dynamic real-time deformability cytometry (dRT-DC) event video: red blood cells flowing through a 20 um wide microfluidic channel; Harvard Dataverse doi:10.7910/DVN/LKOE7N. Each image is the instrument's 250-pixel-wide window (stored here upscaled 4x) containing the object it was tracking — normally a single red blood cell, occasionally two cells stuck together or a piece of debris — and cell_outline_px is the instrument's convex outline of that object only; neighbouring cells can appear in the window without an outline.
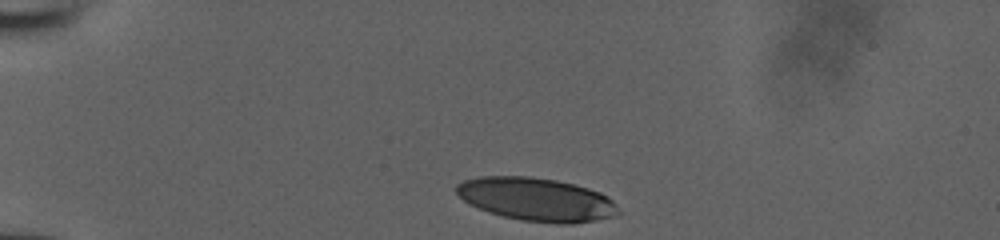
{"species": "human", "species_latin": "Homo sapiens", "temperature_condition": "room temperature", "stored_images_in_passage": 32, "camera_frame_rate_fps": 3000, "um_per_image_px": 0.085, "donor": {"sex": "male"}, "frame": {"image": 1, "passage_image": 1, "time_ms": 0.0, "image_size_px": [1000, 240], "cell_outline_px": [[620, 212], [616, 216], [596, 220], [572, 224], [560, 224], [520, 220], [488, 212], [464, 200], [456, 192], [456, 184], [464, 180], [480, 176], [528, 176], [556, 180], [588, 188], [600, 192], [608, 196], [616, 204]], "centroid_in_image_um": [45.63, 16.95], "position_along_channel_um": 39.4, "area_um2": 40.81}}
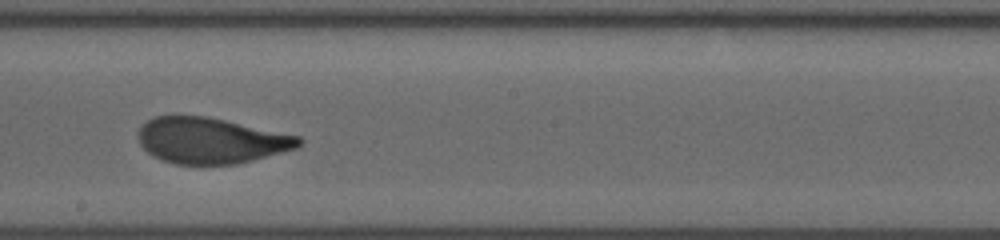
{"frame": {"image": 2, "passage_image": 19, "time_ms": 6.0, "image_size_px": [1000, 240], "cell_outline_px": [[304, 140], [296, 148], [252, 160], [236, 164], [176, 164], [160, 160], [152, 156], [140, 144], [136, 136], [136, 132], [148, 120], [156, 116], [208, 116], [300, 136]], "centroid_in_image_um": [17.9, 11.94], "position_along_channel_um": 230.3, "area_um2": 42.95}}
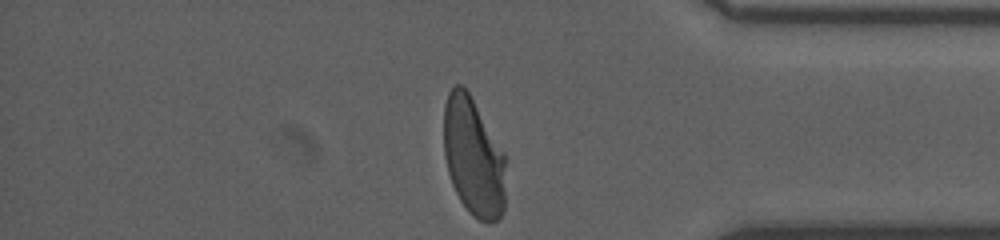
{"frame": {"image": 3, "passage_image": 32, "time_ms": 10.333, "image_size_px": [1000, 240], "cell_outline_px": [[504, 208], [500, 220], [480, 220], [472, 216], [468, 212], [460, 200], [452, 184], [448, 172], [444, 156], [444, 104], [448, 92], [456, 84], [460, 84], [468, 92], [504, 152]], "centroid_in_image_um": [40.21, 13.35], "position_along_channel_um": 395.0, "area_um2": 42.48}}